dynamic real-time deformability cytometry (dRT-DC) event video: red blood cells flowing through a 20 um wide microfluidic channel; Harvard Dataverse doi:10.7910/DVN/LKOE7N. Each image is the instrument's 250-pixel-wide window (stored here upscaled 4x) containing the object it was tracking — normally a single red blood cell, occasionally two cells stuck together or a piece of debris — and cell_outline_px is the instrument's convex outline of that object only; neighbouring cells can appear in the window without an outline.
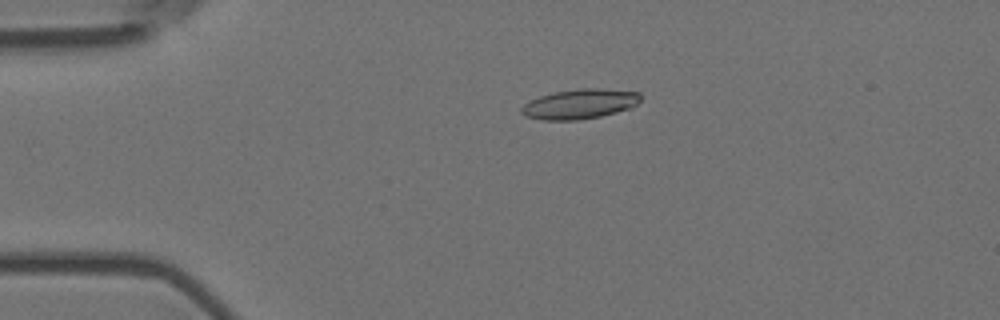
{"species": "Egyptian fruit bat (a non-hibernating species)", "species_latin": "Rousettus aegyptiacus", "temperature_condition": "room temperature", "stored_images_in_passage": 6, "camera_frame_rate_fps": 3000, "um_per_image_px": 0.085, "animal": {"sex": "female"}, "frame": {"image": 1, "passage_image": 3, "time_ms": 0.667, "image_size_px": [1000, 320], "cell_outline_px": [[640, 100], [632, 108], [600, 116], [576, 120], [540, 120], [524, 116], [520, 112], [520, 108], [528, 100], [552, 92], [580, 88], [600, 88], [640, 92]], "centroid_in_image_um": [49.24, 8.83], "position_along_channel_um": 35.8, "area_um2": 20.92}}